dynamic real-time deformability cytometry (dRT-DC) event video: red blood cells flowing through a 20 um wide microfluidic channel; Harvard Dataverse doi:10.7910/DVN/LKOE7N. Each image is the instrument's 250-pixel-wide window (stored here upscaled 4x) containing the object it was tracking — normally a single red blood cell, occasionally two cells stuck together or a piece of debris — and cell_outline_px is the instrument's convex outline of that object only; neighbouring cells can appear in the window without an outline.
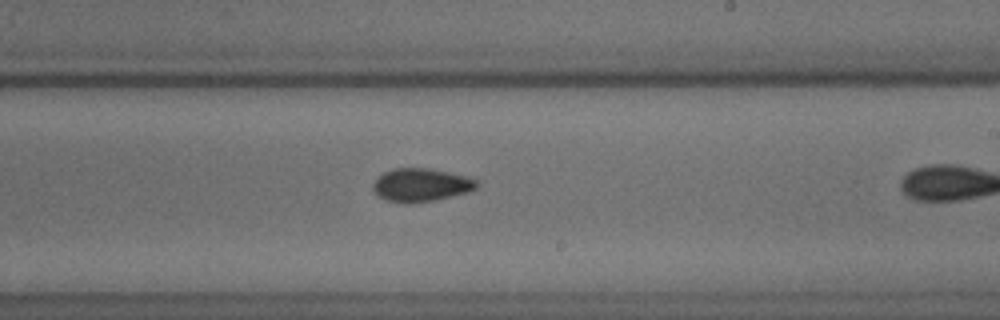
{"species": "common noctule bat (a hibernating species)", "species_latin": "Nyctalus noctula", "temperature_condition": "cold", "stored_images_in_passage": 34, "camera_frame_rate_fps": 3000, "um_per_image_px": 0.085, "animal": {"sex": "male", "body_mass_g": 18.8}, "frame": {"image": 1, "passage_image": 30, "time_ms": 9.667, "image_size_px": [1000, 320], "cell_outline_px": [[480, 184], [476, 188], [468, 192], [432, 200], [408, 204], [404, 204], [388, 200], [372, 192], [372, 184], [384, 172], [392, 168], [428, 168], [468, 176], [476, 180]], "centroid_in_image_um": [35.78, 15.72], "position_along_channel_um": 253.2, "area_um2": 20.06}}